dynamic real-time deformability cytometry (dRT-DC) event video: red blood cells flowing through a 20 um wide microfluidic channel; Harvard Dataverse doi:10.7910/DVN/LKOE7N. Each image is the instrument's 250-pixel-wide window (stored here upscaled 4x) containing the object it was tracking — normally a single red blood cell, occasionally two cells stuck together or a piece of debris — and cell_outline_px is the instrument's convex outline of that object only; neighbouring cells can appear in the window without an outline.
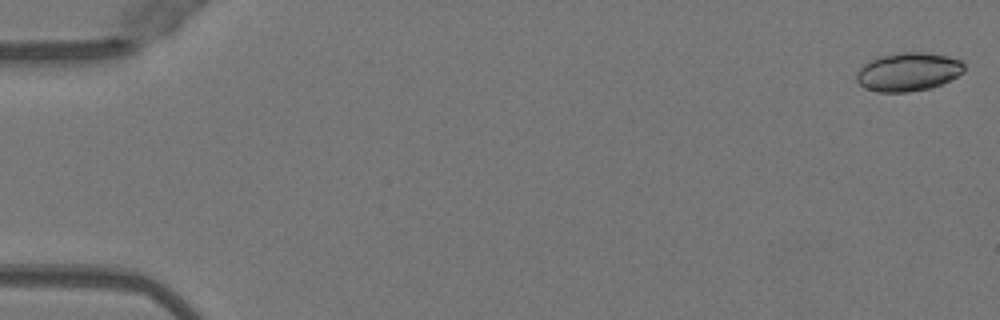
{"species": "Egyptian fruit bat (a non-hibernating species)", "species_latin": "Rousettus aegyptiacus", "temperature_condition": "warm", "stored_images_in_passage": 50, "camera_frame_rate_fps": 3000, "um_per_image_px": 0.085, "animal": {"sex": "female"}, "frame": {"image": 1, "passage_image": 1, "time_ms": 0.0, "image_size_px": [1000, 320], "cell_outline_px": [[964, 72], [932, 88], [908, 92], [876, 92], [864, 88], [856, 80], [856, 72], [864, 64], [880, 56], [904, 52], [924, 52], [948, 56], [960, 60], [964, 64]], "centroid_in_image_um": [77.18, 6.11], "position_along_channel_um": 7.8, "area_um2": 24.1}}
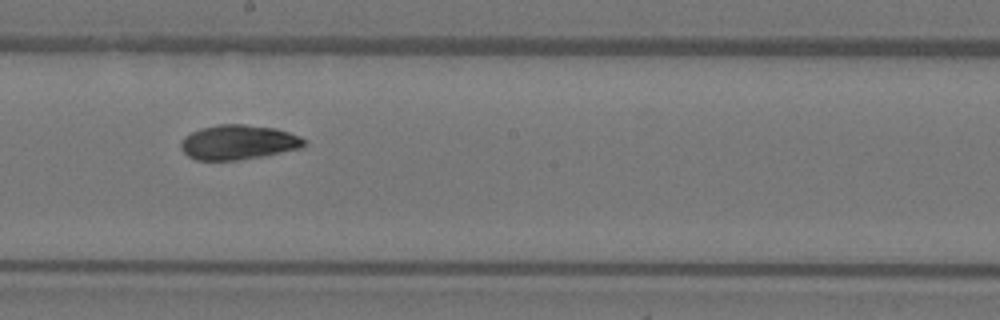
{"frame": {"image": 2, "passage_image": 29, "time_ms": 9.333, "image_size_px": [1000, 320], "cell_outline_px": [[308, 144], [300, 148], [260, 156], [236, 160], [196, 160], [188, 156], [180, 148], [180, 144], [184, 136], [200, 128], [220, 124], [244, 124], [276, 128], [300, 136], [308, 140]], "centroid_in_image_um": [20.26, 12.08], "position_along_channel_um": 227.9, "area_um2": 24.91}}
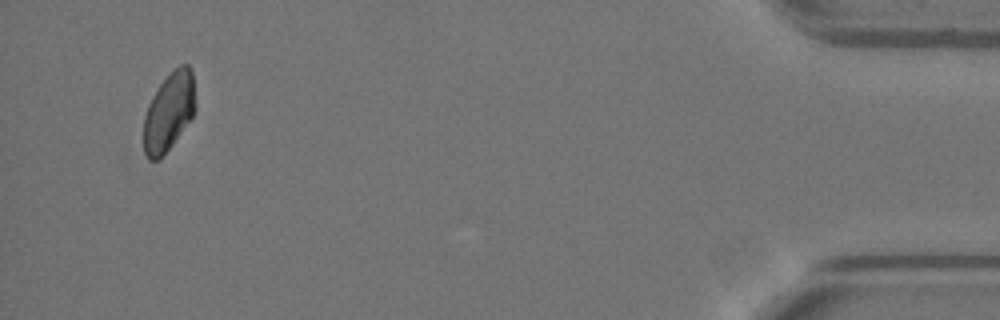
{"frame": {"image": 3, "passage_image": 49, "time_ms": 16.0, "image_size_px": [1000, 320], "cell_outline_px": [[196, 108], [192, 116], [172, 144], [156, 160], [148, 160], [144, 152], [144, 116], [148, 104], [152, 96], [160, 84], [180, 64], [188, 64], [192, 72]], "centroid_in_image_um": [14.35, 9.48], "position_along_channel_um": 420.9, "area_um2": 23.12}}